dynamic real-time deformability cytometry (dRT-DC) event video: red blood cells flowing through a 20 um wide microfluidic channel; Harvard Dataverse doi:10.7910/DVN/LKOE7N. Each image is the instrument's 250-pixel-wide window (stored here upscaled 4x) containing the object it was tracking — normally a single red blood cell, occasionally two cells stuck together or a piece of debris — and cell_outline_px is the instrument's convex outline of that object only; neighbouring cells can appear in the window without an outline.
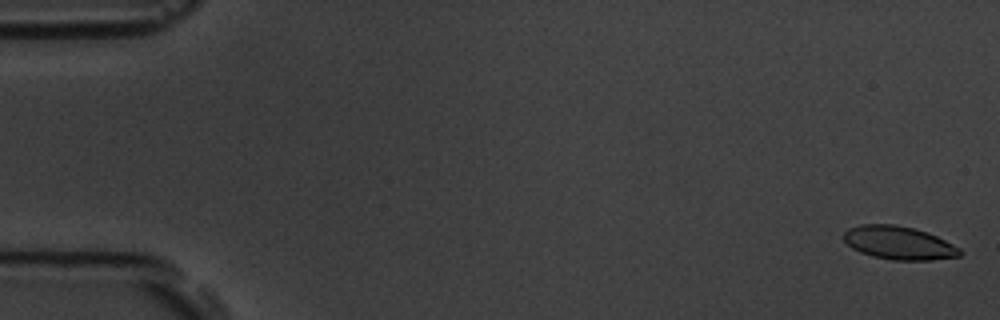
{"species": "common noctule bat (a hibernating species)", "species_latin": "Nyctalus noctula", "temperature_condition": "room temperature", "stored_images_in_passage": 9, "camera_frame_rate_fps": 3000, "um_per_image_px": 0.085, "animal": {"sex": "male", "body_mass_g": 19.5, "forearm_length_mm": 54.6}, "frame": {"image": 1, "passage_image": 1, "time_ms": 0.0, "image_size_px": [1000, 320], "cell_outline_px": [[964, 252], [960, 256], [932, 260], [892, 260], [872, 256], [860, 252], [852, 248], [844, 240], [844, 232], [848, 228], [860, 224], [892, 224], [912, 228], [928, 232], [960, 248]], "centroid_in_image_um": [76.4, 20.65], "position_along_channel_um": 8.6, "area_um2": 22.54}}
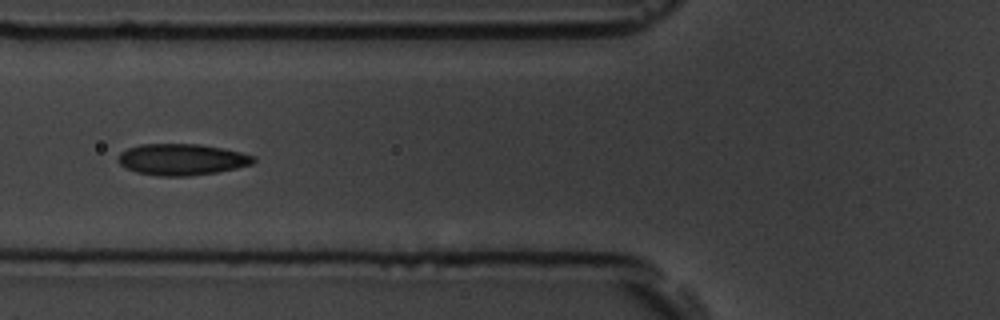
{"frame": {"image": 2, "passage_image": 7, "time_ms": 7.0, "image_size_px": [1000, 320], "cell_outline_px": [[256, 160], [252, 164], [236, 168], [216, 172], [188, 176], [160, 176], [136, 172], [120, 164], [116, 160], [120, 152], [128, 148], [140, 144], [200, 144], [240, 152], [256, 156]], "centroid_in_image_um": [15.44, 13.55], "position_along_channel_um": 110.4, "area_um2": 24.68}}
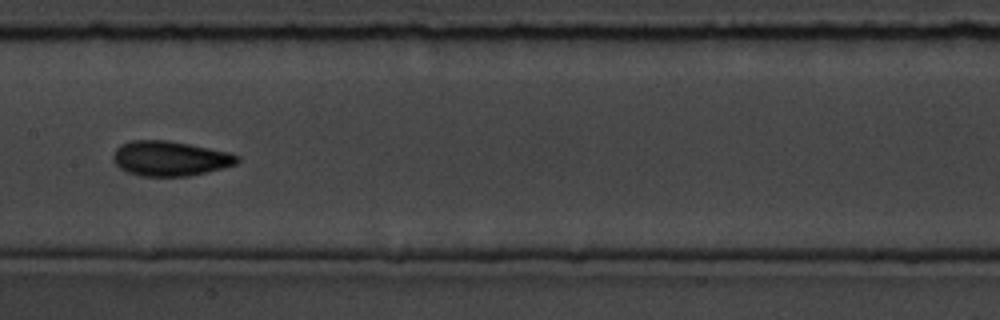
{"frame": {"image": 3, "passage_image": 9, "time_ms": 9.333, "image_size_px": [1000, 320], "cell_outline_px": [[240, 160], [236, 164], [208, 172], [188, 176], [140, 176], [128, 172], [120, 168], [112, 160], [112, 156], [116, 148], [120, 144], [132, 140], [168, 140], [228, 152], [240, 156]], "centroid_in_image_um": [14.43, 13.47], "position_along_channel_um": 193.0, "area_um2": 25.26}}